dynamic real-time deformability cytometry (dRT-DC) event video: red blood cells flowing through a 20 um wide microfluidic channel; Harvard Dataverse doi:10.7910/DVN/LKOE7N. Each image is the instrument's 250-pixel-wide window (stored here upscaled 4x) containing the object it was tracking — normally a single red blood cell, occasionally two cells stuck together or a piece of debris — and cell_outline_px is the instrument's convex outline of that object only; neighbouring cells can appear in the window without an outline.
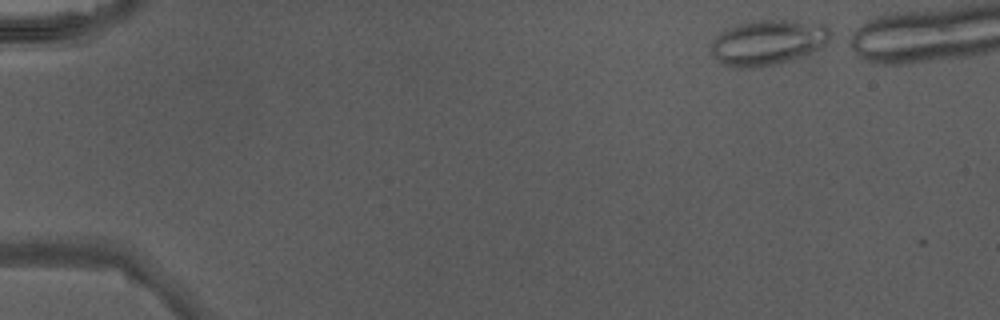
{"species": "Egyptian fruit bat (a non-hibernating species)", "species_latin": "Rousettus aegyptiacus", "temperature_condition": "warm", "stored_images_in_passage": 10, "camera_frame_rate_fps": 3000, "um_per_image_px": 0.085, "animal": {"sex": "male"}, "frame": {"image": 1, "passage_image": 1, "time_ms": 0.0, "image_size_px": [1000, 320], "cell_outline_px": [[832, 40], [824, 48], [804, 56], [792, 60], [760, 68], [732, 68], [716, 60], [708, 52], [712, 40], [720, 32], [736, 24], [748, 20], [796, 20], [824, 24], [828, 28]], "centroid_in_image_um": [65.27, 3.62], "position_along_channel_um": 19.7, "area_um2": 32.6}}